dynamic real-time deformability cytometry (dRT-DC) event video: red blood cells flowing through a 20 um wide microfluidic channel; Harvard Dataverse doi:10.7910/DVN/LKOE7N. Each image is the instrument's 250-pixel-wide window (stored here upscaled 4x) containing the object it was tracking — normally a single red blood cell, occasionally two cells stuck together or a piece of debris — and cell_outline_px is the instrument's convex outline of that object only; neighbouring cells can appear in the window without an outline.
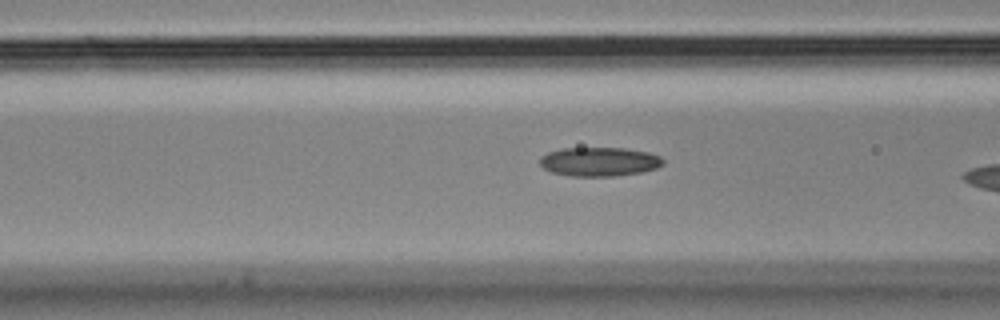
{"species": "Egyptian fruit bat (a non-hibernating species)", "species_latin": "Rousettus aegyptiacus", "temperature_condition": "cold", "stored_images_in_passage": 40, "camera_frame_rate_fps": 3000, "um_per_image_px": 0.085, "animal": {"sex": "male"}, "frame": {"image": 1, "passage_image": 18, "time_ms": 5.667, "image_size_px": [1000, 320], "cell_outline_px": [[664, 164], [656, 168], [640, 172], [616, 176], [568, 176], [552, 172], [544, 168], [540, 164], [540, 156], [548, 152], [560, 148], [624, 148], [648, 152], [660, 156], [664, 160]], "centroid_in_image_um": [50.93, 13.74], "position_along_channel_um": 115.7, "area_um2": 20.92}}